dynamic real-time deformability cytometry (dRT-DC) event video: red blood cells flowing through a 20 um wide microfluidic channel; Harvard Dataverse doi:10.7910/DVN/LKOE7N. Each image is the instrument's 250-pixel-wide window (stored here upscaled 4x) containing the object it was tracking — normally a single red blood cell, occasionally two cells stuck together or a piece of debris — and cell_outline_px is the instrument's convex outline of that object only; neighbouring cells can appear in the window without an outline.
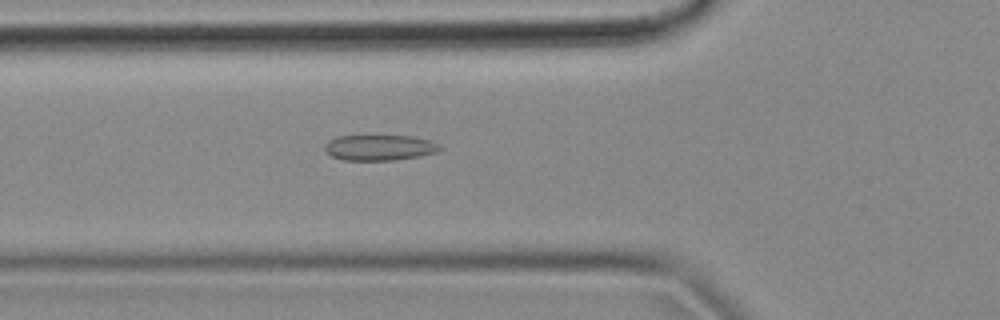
{"species": "common noctule bat (a hibernating species)", "species_latin": "Nyctalus noctula", "temperature_condition": "cold", "stored_images_in_passage": 52, "camera_frame_rate_fps": 3000, "um_per_image_px": 0.085, "animal": {"sex": "female", "body_mass_g": 18.4}, "frame": {"image": 1, "passage_image": 17, "time_ms": 5.333, "image_size_px": [1000, 320], "cell_outline_px": [[440, 148], [436, 152], [420, 156], [392, 160], [344, 160], [332, 156], [324, 148], [324, 144], [328, 140], [336, 136], [412, 136], [432, 140], [440, 144]], "centroid_in_image_um": [32.26, 12.54], "position_along_channel_um": 93.5, "area_um2": 17.17}}
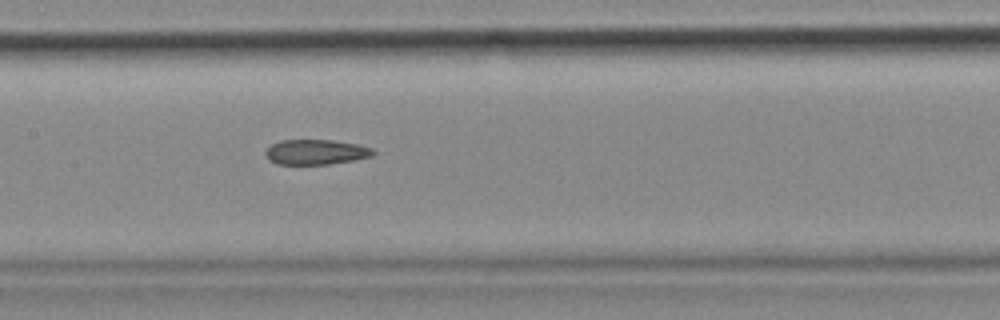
{"frame": {"image": 2, "passage_image": 24, "time_ms": 7.667, "image_size_px": [1000, 320], "cell_outline_px": [[376, 152], [372, 156], [356, 160], [328, 164], [276, 164], [268, 160], [264, 152], [272, 144], [280, 140], [332, 140], [356, 144], [372, 148]], "centroid_in_image_um": [26.84, 12.93], "position_along_channel_um": 180.6, "area_um2": 15.78}}
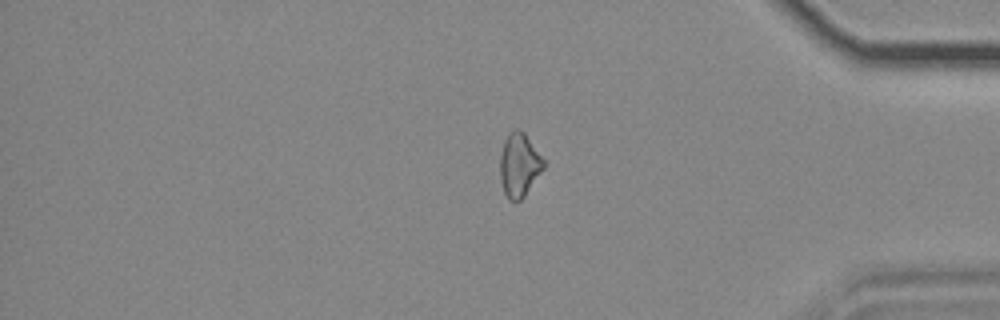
{"frame": {"image": 3, "passage_image": 43, "time_ms": 14.0, "image_size_px": [1000, 320], "cell_outline_px": [[544, 168], [524, 196], [520, 200], [508, 200], [504, 192], [500, 180], [500, 156], [504, 140], [508, 132], [516, 128], [520, 128], [524, 132], [544, 160]], "centroid_in_image_um": [44.11, 14.0], "position_along_channel_um": 391.1, "area_um2": 16.13}, "authors_computed_cell_mechanics": {"area_um2": 16.6464, "velocity_mm_per_s": 3.7182, "shape_relaxation_time_tau1_ms": null, "shape_relaxation_time_tau2_ms": 5.062, "deformation_change_tau1": null, "deformation_change_tau2": 0.1185}}